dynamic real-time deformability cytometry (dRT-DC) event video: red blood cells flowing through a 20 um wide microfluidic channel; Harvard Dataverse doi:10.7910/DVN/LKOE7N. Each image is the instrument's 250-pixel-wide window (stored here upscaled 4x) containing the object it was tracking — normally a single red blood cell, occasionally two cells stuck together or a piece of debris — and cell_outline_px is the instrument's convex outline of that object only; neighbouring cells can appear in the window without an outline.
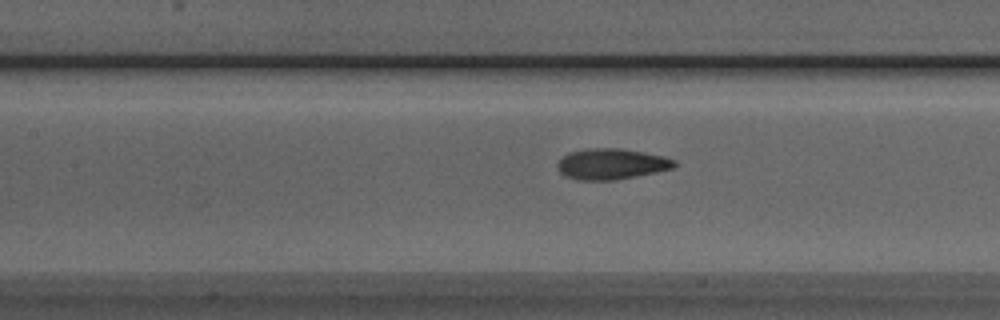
{"species": "Egyptian fruit bat (a non-hibernating species)", "species_latin": "Rousettus aegyptiacus", "temperature_condition": "room temperature", "stored_images_in_passage": 39, "camera_frame_rate_fps": 3000, "um_per_image_px": 0.085, "animal": {"sex": "male"}, "frame": {"image": 1, "passage_image": 13, "time_ms": 4.0, "image_size_px": [1000, 320], "cell_outline_px": [[676, 164], [672, 168], [656, 172], [636, 176], [612, 180], [576, 180], [560, 172], [556, 164], [568, 152], [588, 148], [620, 148], [664, 156], [676, 160]], "centroid_in_image_um": [51.97, 13.93], "position_along_channel_um": 155.4, "area_um2": 20.87}}
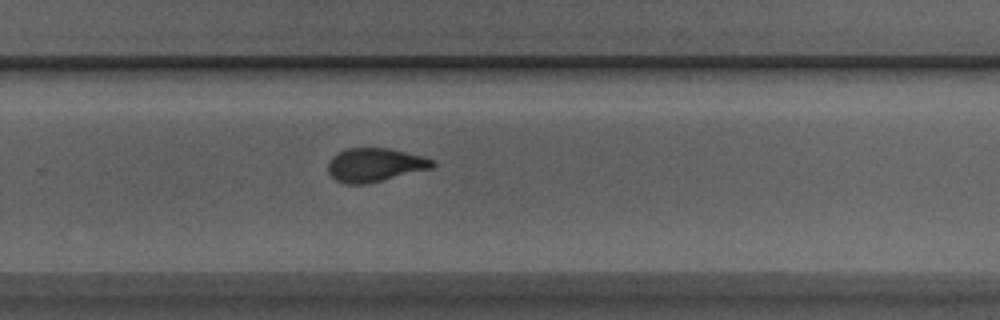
{"frame": {"image": 2, "passage_image": 24, "time_ms": 7.667, "image_size_px": [1000, 320], "cell_outline_px": [[436, 164], [432, 168], [368, 184], [344, 184], [336, 180], [328, 172], [328, 164], [332, 156], [336, 152], [344, 148], [388, 148], [424, 156], [432, 160]], "centroid_in_image_um": [31.84, 14.01], "position_along_channel_um": 298.0, "area_um2": 20.63}}
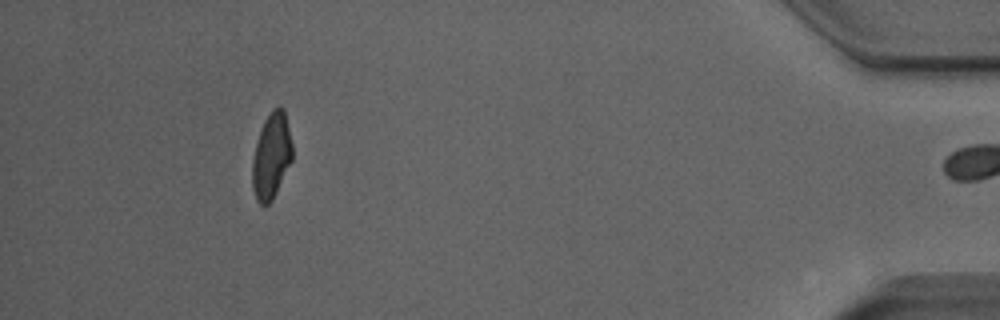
{"frame": {"image": 3, "passage_image": 38, "time_ms": 12.333, "image_size_px": [1000, 320], "cell_outline_px": [[292, 160], [272, 200], [268, 204], [260, 204], [256, 200], [252, 188], [252, 160], [256, 144], [264, 120], [272, 108], [280, 104], [284, 108], [292, 144]], "centroid_in_image_um": [23.07, 13.23], "position_along_channel_um": 412.1, "area_um2": 20.0}, "authors_computed_cell_mechanics": {"area_um2": 20.6346, "velocity_mm_per_s": 3.9063, "shape_relaxation_time_tau1_ms": 4.5318, "shape_relaxation_time_tau2_ms": 1.4042, "deformation_change_tau1": 0.1488, "deformation_change_tau2": 0.0771}}